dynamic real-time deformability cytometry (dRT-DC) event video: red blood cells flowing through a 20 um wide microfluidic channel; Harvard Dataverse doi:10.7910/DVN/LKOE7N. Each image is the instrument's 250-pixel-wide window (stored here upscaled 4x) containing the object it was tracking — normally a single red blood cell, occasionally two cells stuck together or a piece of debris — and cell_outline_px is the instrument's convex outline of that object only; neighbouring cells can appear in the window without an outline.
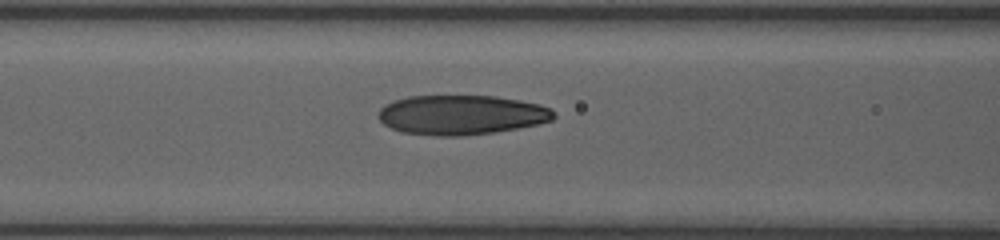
{"species": "human", "species_latin": "Homo sapiens", "temperature_condition": "room temperature", "stored_images_in_passage": 6, "segment_of_instrument_passage": [1, 2], "camera_frame_rate_fps": 3000, "um_per_image_px": 0.085, "donor": {"sex": "female"}, "frame": {"image": 1, "passage_image": 5, "time_ms": 2.333, "image_size_px": [1000, 240], "cell_outline_px": [[556, 116], [552, 120], [540, 124], [496, 132], [460, 136], [436, 136], [400, 132], [384, 124], [376, 116], [380, 108], [384, 104], [408, 96], [496, 96], [520, 100], [540, 104], [552, 108], [556, 112]], "centroid_in_image_um": [39.24, 9.77], "position_along_channel_um": 127.4, "area_um2": 40.92}}